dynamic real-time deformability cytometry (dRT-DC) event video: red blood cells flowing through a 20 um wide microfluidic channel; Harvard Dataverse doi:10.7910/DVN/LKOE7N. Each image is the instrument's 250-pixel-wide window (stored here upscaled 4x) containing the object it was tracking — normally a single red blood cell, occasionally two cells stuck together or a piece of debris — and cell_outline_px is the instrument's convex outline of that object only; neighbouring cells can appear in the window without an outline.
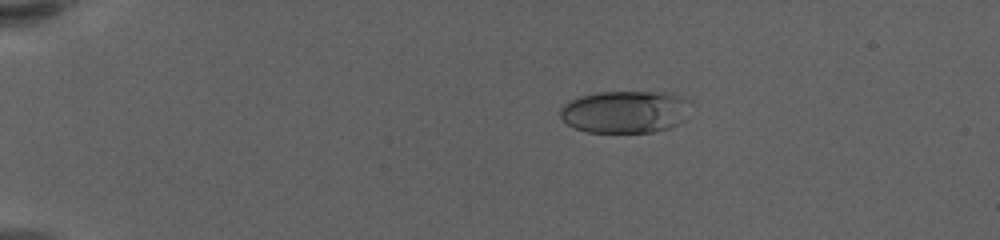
{"species": "human", "species_latin": "Homo sapiens", "temperature_condition": "warm", "stored_images_in_passage": 59, "camera_frame_rate_fps": 3000, "um_per_image_px": 0.085, "donor": {"sex": "female"}, "frame": {"image": 1, "passage_image": 13, "time_ms": 4.0, "image_size_px": [1000, 240], "cell_outline_px": [[684, 120], [668, 128], [652, 132], [588, 132], [576, 128], [568, 124], [560, 116], [560, 108], [564, 104], [580, 96], [600, 92], [672, 92], [680, 96], [684, 100]], "centroid_in_image_um": [53.06, 9.5], "position_along_channel_um": 31.9, "area_um2": 31.56}}
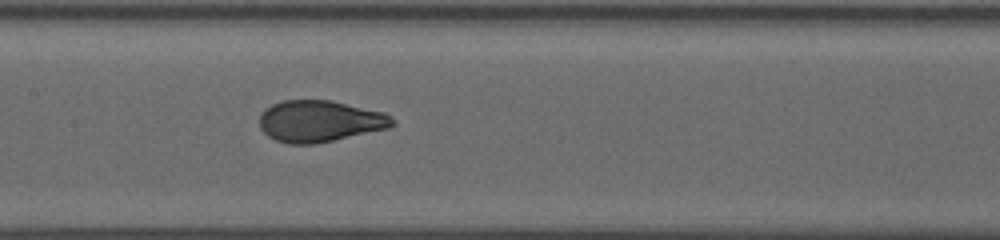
{"frame": {"image": 2, "passage_image": 32, "time_ms": 10.333, "image_size_px": [1000, 240], "cell_outline_px": [[396, 124], [388, 128], [332, 140], [312, 144], [288, 144], [276, 140], [268, 136], [260, 128], [260, 116], [264, 108], [272, 104], [284, 100], [328, 100], [384, 112], [392, 116], [396, 120]], "centroid_in_image_um": [27.17, 10.29], "position_along_channel_um": 180.2, "area_um2": 32.02}}
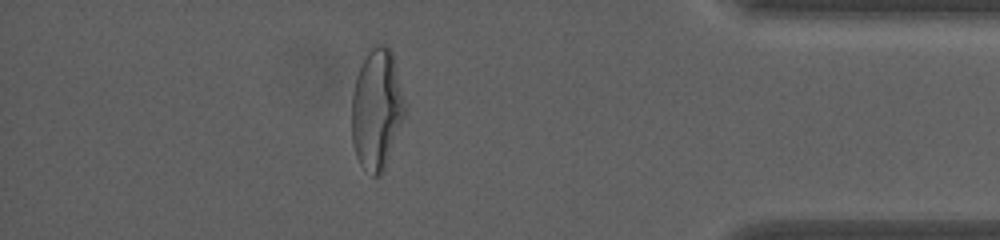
{"frame": {"image": 3, "passage_image": 53, "time_ms": 17.333, "image_size_px": [1000, 240], "cell_outline_px": [[404, 116], [384, 168], [380, 176], [372, 176], [360, 164], [356, 156], [352, 144], [352, 92], [356, 76], [368, 52], [376, 44], [388, 44], [392, 52], [404, 104]], "centroid_in_image_um": [31.99, 9.29], "position_along_channel_um": 403.2, "area_um2": 36.65}, "authors_computed_cell_mechanics": {"area_um2": 32.657, "velocity_mm_per_s": 3.6085, "shape_relaxation_time_tau1_ms": 4.4428, "shape_relaxation_time_tau2_ms": null, "deformation_change_tau1": 0.2261, "deformation_change_tau2": null}}